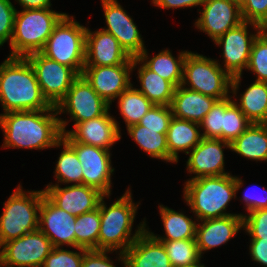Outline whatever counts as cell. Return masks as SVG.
Instances as JSON below:
<instances>
[{"label": "cell", "mask_w": 267, "mask_h": 267, "mask_svg": "<svg viewBox=\"0 0 267 267\" xmlns=\"http://www.w3.org/2000/svg\"><path fill=\"white\" fill-rule=\"evenodd\" d=\"M57 109L18 111L0 114L4 132L2 148L45 149L60 147L59 140L68 121L57 116Z\"/></svg>", "instance_id": "1"}, {"label": "cell", "mask_w": 267, "mask_h": 267, "mask_svg": "<svg viewBox=\"0 0 267 267\" xmlns=\"http://www.w3.org/2000/svg\"><path fill=\"white\" fill-rule=\"evenodd\" d=\"M0 103L2 114L50 109L43 96L35 71L26 57L8 56L0 64Z\"/></svg>", "instance_id": "2"}, {"label": "cell", "mask_w": 267, "mask_h": 267, "mask_svg": "<svg viewBox=\"0 0 267 267\" xmlns=\"http://www.w3.org/2000/svg\"><path fill=\"white\" fill-rule=\"evenodd\" d=\"M184 200L195 214L198 222L229 215L226 208L243 186L241 178L225 174L200 177L184 183Z\"/></svg>", "instance_id": "3"}, {"label": "cell", "mask_w": 267, "mask_h": 267, "mask_svg": "<svg viewBox=\"0 0 267 267\" xmlns=\"http://www.w3.org/2000/svg\"><path fill=\"white\" fill-rule=\"evenodd\" d=\"M100 201V232L98 236V250L120 251L124 253L134 241L146 230V221L139 224L138 229L132 234L133 222L137 213L138 204L132 200L130 188L115 200L109 207L104 198ZM132 235V237H131Z\"/></svg>", "instance_id": "4"}, {"label": "cell", "mask_w": 267, "mask_h": 267, "mask_svg": "<svg viewBox=\"0 0 267 267\" xmlns=\"http://www.w3.org/2000/svg\"><path fill=\"white\" fill-rule=\"evenodd\" d=\"M65 14L50 8L16 10L9 56L26 57L41 52L55 25Z\"/></svg>", "instance_id": "5"}, {"label": "cell", "mask_w": 267, "mask_h": 267, "mask_svg": "<svg viewBox=\"0 0 267 267\" xmlns=\"http://www.w3.org/2000/svg\"><path fill=\"white\" fill-rule=\"evenodd\" d=\"M23 191L19 184L6 202L0 216V246L39 229V210L43 190Z\"/></svg>", "instance_id": "6"}, {"label": "cell", "mask_w": 267, "mask_h": 267, "mask_svg": "<svg viewBox=\"0 0 267 267\" xmlns=\"http://www.w3.org/2000/svg\"><path fill=\"white\" fill-rule=\"evenodd\" d=\"M87 27L65 14L55 25L41 53L47 58L71 67L78 75L85 66Z\"/></svg>", "instance_id": "7"}, {"label": "cell", "mask_w": 267, "mask_h": 267, "mask_svg": "<svg viewBox=\"0 0 267 267\" xmlns=\"http://www.w3.org/2000/svg\"><path fill=\"white\" fill-rule=\"evenodd\" d=\"M217 61L198 53L188 52L183 64L181 85L218 100L230 97L232 77ZM186 84L189 87H186Z\"/></svg>", "instance_id": "8"}, {"label": "cell", "mask_w": 267, "mask_h": 267, "mask_svg": "<svg viewBox=\"0 0 267 267\" xmlns=\"http://www.w3.org/2000/svg\"><path fill=\"white\" fill-rule=\"evenodd\" d=\"M248 25L255 28L256 34H248ZM263 28L257 24L247 21L242 22L235 28L228 30L218 37L214 43L222 46L224 57V70L232 77L231 97L237 96L243 69L247 68L252 44Z\"/></svg>", "instance_id": "9"}, {"label": "cell", "mask_w": 267, "mask_h": 267, "mask_svg": "<svg viewBox=\"0 0 267 267\" xmlns=\"http://www.w3.org/2000/svg\"><path fill=\"white\" fill-rule=\"evenodd\" d=\"M26 58L35 71L43 96L56 107L79 75L71 67L51 60L41 52L29 54Z\"/></svg>", "instance_id": "10"}, {"label": "cell", "mask_w": 267, "mask_h": 267, "mask_svg": "<svg viewBox=\"0 0 267 267\" xmlns=\"http://www.w3.org/2000/svg\"><path fill=\"white\" fill-rule=\"evenodd\" d=\"M0 248V261L6 267H42L46 257L52 251L53 245L37 229L7 241Z\"/></svg>", "instance_id": "11"}, {"label": "cell", "mask_w": 267, "mask_h": 267, "mask_svg": "<svg viewBox=\"0 0 267 267\" xmlns=\"http://www.w3.org/2000/svg\"><path fill=\"white\" fill-rule=\"evenodd\" d=\"M56 109L58 115L63 112L70 114V120L75 122V126L77 123L104 115L110 110V105L94 91L82 75H79Z\"/></svg>", "instance_id": "12"}, {"label": "cell", "mask_w": 267, "mask_h": 267, "mask_svg": "<svg viewBox=\"0 0 267 267\" xmlns=\"http://www.w3.org/2000/svg\"><path fill=\"white\" fill-rule=\"evenodd\" d=\"M68 143L75 149L81 163L83 185L94 187L110 196L111 175L114 172L111 165L110 150L78 142Z\"/></svg>", "instance_id": "13"}, {"label": "cell", "mask_w": 267, "mask_h": 267, "mask_svg": "<svg viewBox=\"0 0 267 267\" xmlns=\"http://www.w3.org/2000/svg\"><path fill=\"white\" fill-rule=\"evenodd\" d=\"M101 4L107 24L102 30L111 33L130 57L137 58L145 46L133 19L117 0H101Z\"/></svg>", "instance_id": "14"}, {"label": "cell", "mask_w": 267, "mask_h": 267, "mask_svg": "<svg viewBox=\"0 0 267 267\" xmlns=\"http://www.w3.org/2000/svg\"><path fill=\"white\" fill-rule=\"evenodd\" d=\"M133 63H123L113 66H84L82 76L92 86L94 91L111 105L131 84L130 73Z\"/></svg>", "instance_id": "15"}, {"label": "cell", "mask_w": 267, "mask_h": 267, "mask_svg": "<svg viewBox=\"0 0 267 267\" xmlns=\"http://www.w3.org/2000/svg\"><path fill=\"white\" fill-rule=\"evenodd\" d=\"M61 131L67 142H78L107 150L121 139L119 124L110 116L109 110L102 116L77 123L73 130Z\"/></svg>", "instance_id": "16"}, {"label": "cell", "mask_w": 267, "mask_h": 267, "mask_svg": "<svg viewBox=\"0 0 267 267\" xmlns=\"http://www.w3.org/2000/svg\"><path fill=\"white\" fill-rule=\"evenodd\" d=\"M76 216L57 207L44 193L39 210V230L51 241L53 247L64 244L75 248Z\"/></svg>", "instance_id": "17"}, {"label": "cell", "mask_w": 267, "mask_h": 267, "mask_svg": "<svg viewBox=\"0 0 267 267\" xmlns=\"http://www.w3.org/2000/svg\"><path fill=\"white\" fill-rule=\"evenodd\" d=\"M45 195L60 209L80 216L99 207L105 196L100 190L88 185H59L48 184L44 189Z\"/></svg>", "instance_id": "18"}, {"label": "cell", "mask_w": 267, "mask_h": 267, "mask_svg": "<svg viewBox=\"0 0 267 267\" xmlns=\"http://www.w3.org/2000/svg\"><path fill=\"white\" fill-rule=\"evenodd\" d=\"M202 6L203 10H200L195 26L208 34L213 42L244 22L241 9L230 0H206Z\"/></svg>", "instance_id": "19"}, {"label": "cell", "mask_w": 267, "mask_h": 267, "mask_svg": "<svg viewBox=\"0 0 267 267\" xmlns=\"http://www.w3.org/2000/svg\"><path fill=\"white\" fill-rule=\"evenodd\" d=\"M224 147L231 149V143L221 139L203 137L199 144L188 152L187 171L196 175L189 180L229 174L224 171Z\"/></svg>", "instance_id": "20"}, {"label": "cell", "mask_w": 267, "mask_h": 267, "mask_svg": "<svg viewBox=\"0 0 267 267\" xmlns=\"http://www.w3.org/2000/svg\"><path fill=\"white\" fill-rule=\"evenodd\" d=\"M133 63V58L120 46L117 39L102 28L86 30L85 66H113Z\"/></svg>", "instance_id": "21"}, {"label": "cell", "mask_w": 267, "mask_h": 267, "mask_svg": "<svg viewBox=\"0 0 267 267\" xmlns=\"http://www.w3.org/2000/svg\"><path fill=\"white\" fill-rule=\"evenodd\" d=\"M243 228V215H229L221 218L202 220L196 226V244L200 256L212 248L227 243Z\"/></svg>", "instance_id": "22"}, {"label": "cell", "mask_w": 267, "mask_h": 267, "mask_svg": "<svg viewBox=\"0 0 267 267\" xmlns=\"http://www.w3.org/2000/svg\"><path fill=\"white\" fill-rule=\"evenodd\" d=\"M125 267H172L162 242L147 229L124 252Z\"/></svg>", "instance_id": "23"}, {"label": "cell", "mask_w": 267, "mask_h": 267, "mask_svg": "<svg viewBox=\"0 0 267 267\" xmlns=\"http://www.w3.org/2000/svg\"><path fill=\"white\" fill-rule=\"evenodd\" d=\"M217 101L180 85L175 88L170 107L174 117L200 123Z\"/></svg>", "instance_id": "24"}, {"label": "cell", "mask_w": 267, "mask_h": 267, "mask_svg": "<svg viewBox=\"0 0 267 267\" xmlns=\"http://www.w3.org/2000/svg\"><path fill=\"white\" fill-rule=\"evenodd\" d=\"M199 123L172 117L166 133L169 162L177 163L178 153L187 155L203 139ZM199 128V129H198ZM189 150V151H188Z\"/></svg>", "instance_id": "25"}, {"label": "cell", "mask_w": 267, "mask_h": 267, "mask_svg": "<svg viewBox=\"0 0 267 267\" xmlns=\"http://www.w3.org/2000/svg\"><path fill=\"white\" fill-rule=\"evenodd\" d=\"M137 64L140 89H138L154 105L170 106L174 96L175 86L149 70L138 58H133V69Z\"/></svg>", "instance_id": "26"}, {"label": "cell", "mask_w": 267, "mask_h": 267, "mask_svg": "<svg viewBox=\"0 0 267 267\" xmlns=\"http://www.w3.org/2000/svg\"><path fill=\"white\" fill-rule=\"evenodd\" d=\"M189 51H182L175 58L171 51L162 50L151 59L145 49L137 58L152 72L171 82L175 87L182 84L183 64ZM149 59V60H148Z\"/></svg>", "instance_id": "27"}, {"label": "cell", "mask_w": 267, "mask_h": 267, "mask_svg": "<svg viewBox=\"0 0 267 267\" xmlns=\"http://www.w3.org/2000/svg\"><path fill=\"white\" fill-rule=\"evenodd\" d=\"M230 150L254 161H267V123H251L231 143Z\"/></svg>", "instance_id": "28"}, {"label": "cell", "mask_w": 267, "mask_h": 267, "mask_svg": "<svg viewBox=\"0 0 267 267\" xmlns=\"http://www.w3.org/2000/svg\"><path fill=\"white\" fill-rule=\"evenodd\" d=\"M159 211L163 222L165 235L159 237L153 232L147 231L158 241H173L184 239L196 238V221L192 220V217H187L182 212H176L175 210L168 208L167 206L159 205Z\"/></svg>", "instance_id": "29"}, {"label": "cell", "mask_w": 267, "mask_h": 267, "mask_svg": "<svg viewBox=\"0 0 267 267\" xmlns=\"http://www.w3.org/2000/svg\"><path fill=\"white\" fill-rule=\"evenodd\" d=\"M239 103L233 100L251 123H267V82L254 81Z\"/></svg>", "instance_id": "30"}, {"label": "cell", "mask_w": 267, "mask_h": 267, "mask_svg": "<svg viewBox=\"0 0 267 267\" xmlns=\"http://www.w3.org/2000/svg\"><path fill=\"white\" fill-rule=\"evenodd\" d=\"M127 132L150 157L169 162L166 134L160 133V130L145 129L139 124L129 126Z\"/></svg>", "instance_id": "31"}, {"label": "cell", "mask_w": 267, "mask_h": 267, "mask_svg": "<svg viewBox=\"0 0 267 267\" xmlns=\"http://www.w3.org/2000/svg\"><path fill=\"white\" fill-rule=\"evenodd\" d=\"M118 107L126 128L138 124L141 118L153 108L150 102L133 84L118 97Z\"/></svg>", "instance_id": "32"}, {"label": "cell", "mask_w": 267, "mask_h": 267, "mask_svg": "<svg viewBox=\"0 0 267 267\" xmlns=\"http://www.w3.org/2000/svg\"><path fill=\"white\" fill-rule=\"evenodd\" d=\"M59 146H63V151L58 157L55 178L60 183H74V185L83 184L82 166L76 155L75 149L62 137L59 140Z\"/></svg>", "instance_id": "33"}, {"label": "cell", "mask_w": 267, "mask_h": 267, "mask_svg": "<svg viewBox=\"0 0 267 267\" xmlns=\"http://www.w3.org/2000/svg\"><path fill=\"white\" fill-rule=\"evenodd\" d=\"M100 225V204L97 209L76 216L74 227L75 248L98 250Z\"/></svg>", "instance_id": "34"}, {"label": "cell", "mask_w": 267, "mask_h": 267, "mask_svg": "<svg viewBox=\"0 0 267 267\" xmlns=\"http://www.w3.org/2000/svg\"><path fill=\"white\" fill-rule=\"evenodd\" d=\"M163 243L172 267L195 265L201 262L196 239L160 241Z\"/></svg>", "instance_id": "35"}, {"label": "cell", "mask_w": 267, "mask_h": 267, "mask_svg": "<svg viewBox=\"0 0 267 267\" xmlns=\"http://www.w3.org/2000/svg\"><path fill=\"white\" fill-rule=\"evenodd\" d=\"M250 125L251 122L231 99V96L226 98V110L223 112L222 140L232 143Z\"/></svg>", "instance_id": "36"}, {"label": "cell", "mask_w": 267, "mask_h": 267, "mask_svg": "<svg viewBox=\"0 0 267 267\" xmlns=\"http://www.w3.org/2000/svg\"><path fill=\"white\" fill-rule=\"evenodd\" d=\"M246 69L257 75L255 81L267 82V29L255 38Z\"/></svg>", "instance_id": "37"}, {"label": "cell", "mask_w": 267, "mask_h": 267, "mask_svg": "<svg viewBox=\"0 0 267 267\" xmlns=\"http://www.w3.org/2000/svg\"><path fill=\"white\" fill-rule=\"evenodd\" d=\"M225 110L226 99L218 100L199 123L200 129L203 130L202 136L204 138L222 140L223 112Z\"/></svg>", "instance_id": "38"}, {"label": "cell", "mask_w": 267, "mask_h": 267, "mask_svg": "<svg viewBox=\"0 0 267 267\" xmlns=\"http://www.w3.org/2000/svg\"><path fill=\"white\" fill-rule=\"evenodd\" d=\"M63 247H53L50 254L46 257L42 267H81L84 252L87 249L78 248L77 251L62 249Z\"/></svg>", "instance_id": "39"}, {"label": "cell", "mask_w": 267, "mask_h": 267, "mask_svg": "<svg viewBox=\"0 0 267 267\" xmlns=\"http://www.w3.org/2000/svg\"><path fill=\"white\" fill-rule=\"evenodd\" d=\"M173 117L170 106L154 105L138 123L145 129L160 130V133L166 134L169 123Z\"/></svg>", "instance_id": "40"}, {"label": "cell", "mask_w": 267, "mask_h": 267, "mask_svg": "<svg viewBox=\"0 0 267 267\" xmlns=\"http://www.w3.org/2000/svg\"><path fill=\"white\" fill-rule=\"evenodd\" d=\"M243 215V230L251 239L267 240V208L254 210Z\"/></svg>", "instance_id": "41"}, {"label": "cell", "mask_w": 267, "mask_h": 267, "mask_svg": "<svg viewBox=\"0 0 267 267\" xmlns=\"http://www.w3.org/2000/svg\"><path fill=\"white\" fill-rule=\"evenodd\" d=\"M241 14L244 21L267 29V0H247Z\"/></svg>", "instance_id": "42"}, {"label": "cell", "mask_w": 267, "mask_h": 267, "mask_svg": "<svg viewBox=\"0 0 267 267\" xmlns=\"http://www.w3.org/2000/svg\"><path fill=\"white\" fill-rule=\"evenodd\" d=\"M16 8L11 0H0V46L9 40L11 42L14 30Z\"/></svg>", "instance_id": "43"}, {"label": "cell", "mask_w": 267, "mask_h": 267, "mask_svg": "<svg viewBox=\"0 0 267 267\" xmlns=\"http://www.w3.org/2000/svg\"><path fill=\"white\" fill-rule=\"evenodd\" d=\"M112 251L109 250H96L90 249L84 252L83 262L81 267H116L111 261L110 256L107 253ZM118 260L123 262L125 267V256L124 253L119 252Z\"/></svg>", "instance_id": "44"}, {"label": "cell", "mask_w": 267, "mask_h": 267, "mask_svg": "<svg viewBox=\"0 0 267 267\" xmlns=\"http://www.w3.org/2000/svg\"><path fill=\"white\" fill-rule=\"evenodd\" d=\"M261 189L260 191L263 193V196H261L260 194L257 195L256 190L246 189V192L244 193L242 200L245 201V206H246L245 208L248 213L254 210L267 208V189H265V187L264 188L261 187Z\"/></svg>", "instance_id": "45"}, {"label": "cell", "mask_w": 267, "mask_h": 267, "mask_svg": "<svg viewBox=\"0 0 267 267\" xmlns=\"http://www.w3.org/2000/svg\"><path fill=\"white\" fill-rule=\"evenodd\" d=\"M249 252L252 260L267 267V240L266 239H251Z\"/></svg>", "instance_id": "46"}, {"label": "cell", "mask_w": 267, "mask_h": 267, "mask_svg": "<svg viewBox=\"0 0 267 267\" xmlns=\"http://www.w3.org/2000/svg\"><path fill=\"white\" fill-rule=\"evenodd\" d=\"M206 0H152L155 6L163 9H177V8H188L202 6Z\"/></svg>", "instance_id": "47"}, {"label": "cell", "mask_w": 267, "mask_h": 267, "mask_svg": "<svg viewBox=\"0 0 267 267\" xmlns=\"http://www.w3.org/2000/svg\"><path fill=\"white\" fill-rule=\"evenodd\" d=\"M24 9H45L51 7V0H15Z\"/></svg>", "instance_id": "48"}, {"label": "cell", "mask_w": 267, "mask_h": 267, "mask_svg": "<svg viewBox=\"0 0 267 267\" xmlns=\"http://www.w3.org/2000/svg\"><path fill=\"white\" fill-rule=\"evenodd\" d=\"M230 1L241 9L245 5L247 0H230Z\"/></svg>", "instance_id": "49"}, {"label": "cell", "mask_w": 267, "mask_h": 267, "mask_svg": "<svg viewBox=\"0 0 267 267\" xmlns=\"http://www.w3.org/2000/svg\"><path fill=\"white\" fill-rule=\"evenodd\" d=\"M182 267H205L204 264H201L200 262L195 265H190V266H182Z\"/></svg>", "instance_id": "50"}, {"label": "cell", "mask_w": 267, "mask_h": 267, "mask_svg": "<svg viewBox=\"0 0 267 267\" xmlns=\"http://www.w3.org/2000/svg\"><path fill=\"white\" fill-rule=\"evenodd\" d=\"M0 267H6V266L0 261Z\"/></svg>", "instance_id": "51"}]
</instances>
